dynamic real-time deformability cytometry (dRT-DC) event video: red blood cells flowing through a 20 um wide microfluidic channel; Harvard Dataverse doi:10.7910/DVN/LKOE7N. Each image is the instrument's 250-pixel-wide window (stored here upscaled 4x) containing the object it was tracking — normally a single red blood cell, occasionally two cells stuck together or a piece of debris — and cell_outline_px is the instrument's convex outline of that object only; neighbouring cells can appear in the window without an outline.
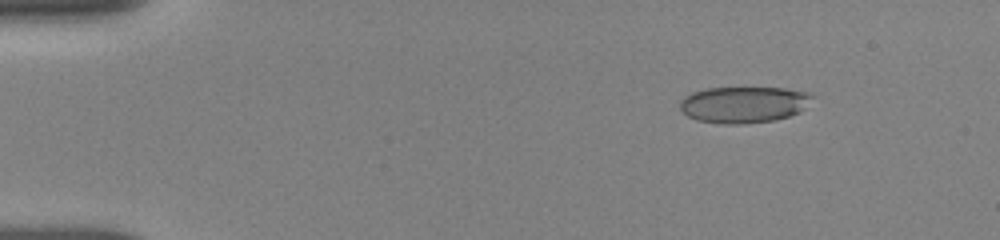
{"species": "human", "species_latin": "Homo sapiens", "temperature_condition": "room temperature", "stored_images_in_passage": 4, "camera_frame_rate_fps": 3000, "um_per_image_px": 0.085, "donor": {"sex": "female"}, "frame": {"image": 1, "passage_image": 2, "time_ms": 1.333, "image_size_px": [1000, 240], "cell_outline_px": [[816, 96], [800, 112], [788, 116], [772, 120], [740, 124], [724, 124], [696, 120], [688, 116], [680, 108], [680, 100], [684, 96], [692, 92], [708, 88], [784, 88], [812, 92]], "centroid_in_image_um": [63.25, 8.88], "position_along_channel_um": 21.8, "area_um2": 28.15}}